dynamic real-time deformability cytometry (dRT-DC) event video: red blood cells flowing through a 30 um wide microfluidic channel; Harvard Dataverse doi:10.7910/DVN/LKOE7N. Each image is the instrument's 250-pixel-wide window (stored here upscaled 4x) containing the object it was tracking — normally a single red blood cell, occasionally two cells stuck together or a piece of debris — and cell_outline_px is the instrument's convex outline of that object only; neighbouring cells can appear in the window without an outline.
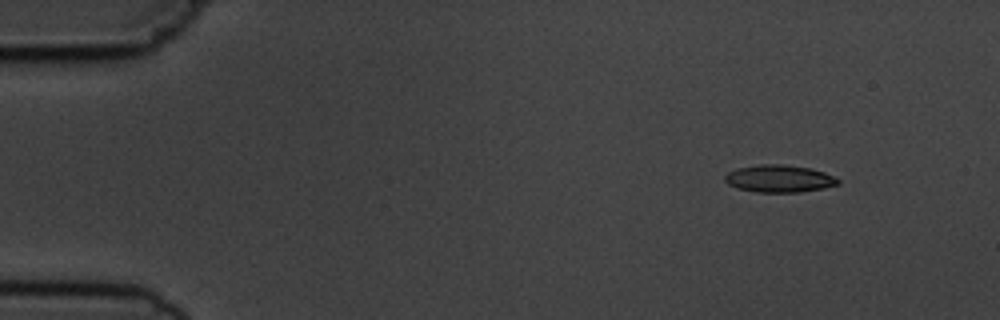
{"species": "common noctule bat (a hibernating species)", "species_latin": "Nyctalus noctula", "temperature_condition": "cold", "stored_images_in_passage": 6, "camera_frame_rate_fps": 3000, "um_per_image_px": 0.085, "animal": {"sex": "male", "body_mass_g": 19.5, "forearm_length_mm": 54.6}, "frame": {"image": 1, "passage_image": 2, "time_ms": 1.0, "image_size_px": [1000, 320], "cell_outline_px": [[840, 184], [824, 188], [800, 192], [756, 192], [736, 188], [728, 184], [724, 180], [724, 176], [728, 172], [736, 168], [760, 164], [784, 164], [812, 168], [824, 172], [840, 180]], "centroid_in_image_um": [66.22, 15.18], "position_along_channel_um": 18.8, "area_um2": 18.21}}
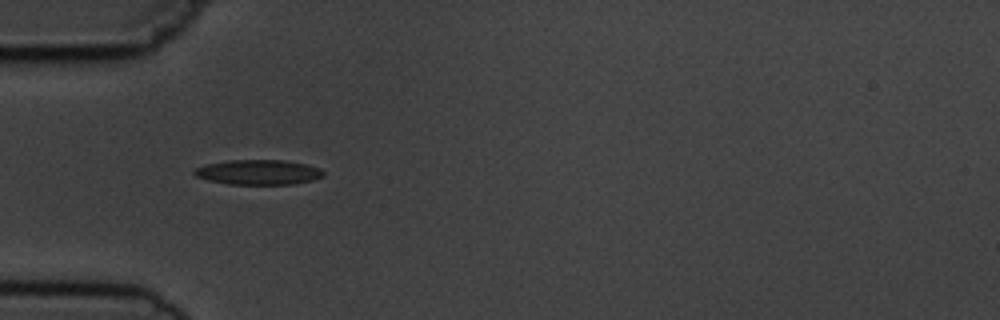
{"frame": {"image": 2, "passage_image": 5, "time_ms": 4.667, "image_size_px": [1000, 320], "cell_outline_px": [[324, 176], [312, 180], [292, 184], [228, 184], [208, 180], [196, 176], [192, 172], [196, 168], [204, 164], [228, 160], [284, 160], [308, 164], [320, 168], [324, 172]], "centroid_in_image_um": [21.96, 14.63], "position_along_channel_um": 63.0, "area_um2": 18.84}}
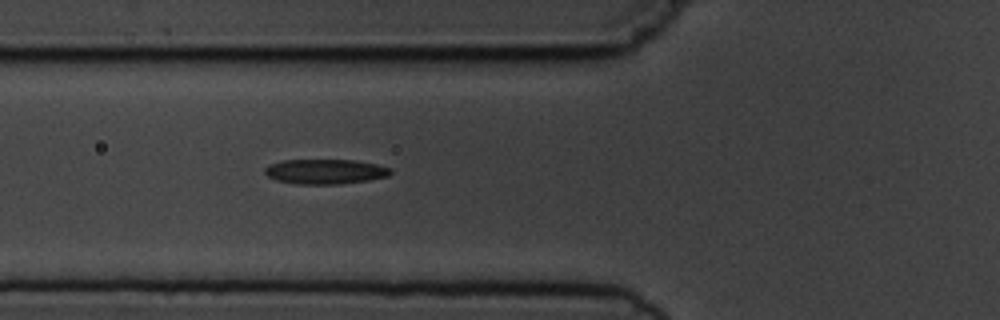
{"frame": {"image": 3, "passage_image": 6, "time_ms": 5.667, "image_size_px": [1000, 320], "cell_outline_px": [[392, 172], [388, 176], [368, 180], [340, 184], [296, 184], [276, 180], [268, 176], [264, 172], [264, 168], [268, 164], [284, 160], [356, 160], [376, 164], [392, 168]], "centroid_in_image_um": [27.64, 14.58], "position_along_channel_um": 98.2, "area_um2": 18.32}}